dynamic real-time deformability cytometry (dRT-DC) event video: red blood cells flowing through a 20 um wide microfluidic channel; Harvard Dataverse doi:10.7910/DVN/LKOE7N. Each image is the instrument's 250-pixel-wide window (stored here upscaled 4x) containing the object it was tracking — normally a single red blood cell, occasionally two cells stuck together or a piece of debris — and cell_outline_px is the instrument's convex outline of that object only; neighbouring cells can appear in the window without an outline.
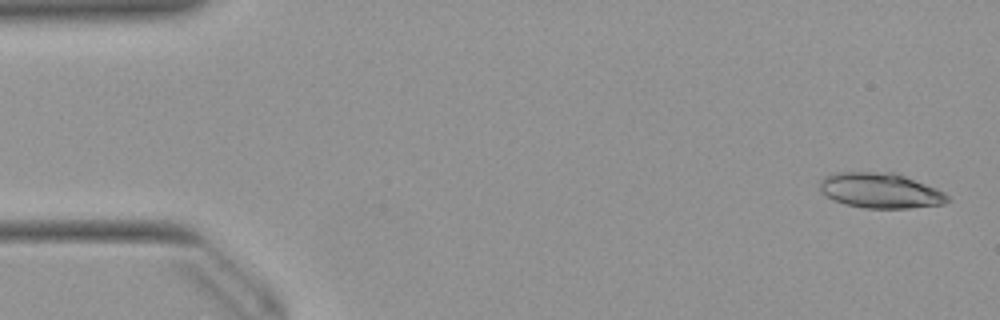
{"species": "Egyptian fruit bat (a non-hibernating species)", "species_latin": "Rousettus aegyptiacus", "temperature_condition": "warm", "stored_images_in_passage": 52, "camera_frame_rate_fps": 3000, "um_per_image_px": 0.085, "animal": {"sex": "female"}, "frame": {"image": 1, "passage_image": 2, "time_ms": 0.333, "image_size_px": [1000, 320], "cell_outline_px": [[952, 200], [944, 204], [908, 208], [864, 208], [832, 200], [820, 188], [820, 180], [824, 176], [836, 172], [896, 172], [936, 188], [944, 192]], "centroid_in_image_um": [74.86, 16.19], "position_along_channel_um": 10.1, "area_um2": 26.24}}
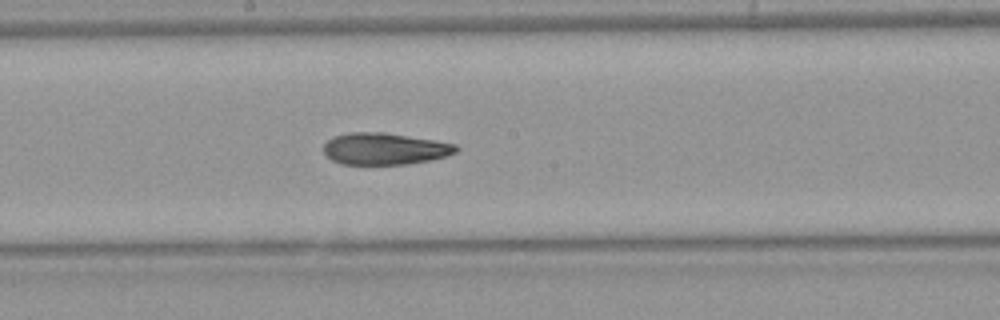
{"frame": {"image": 2, "passage_image": 27, "time_ms": 8.667, "image_size_px": [1000, 320], "cell_outline_px": [[460, 148], [456, 152], [448, 156], [432, 160], [408, 164], [340, 164], [332, 160], [324, 152], [324, 144], [332, 136], [348, 132], [384, 132], [436, 140], [456, 144]], "centroid_in_image_um": [32.73, 12.64], "position_along_channel_um": 215.5, "area_um2": 24.8}}
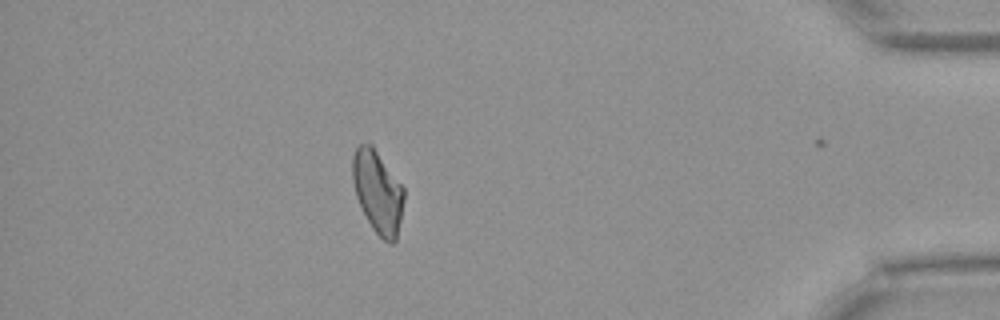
{"frame": {"image": 3, "passage_image": 45, "time_ms": 14.667, "image_size_px": [1000, 320], "cell_outline_px": [[404, 200], [396, 240], [392, 244], [384, 240], [372, 228], [356, 196], [352, 180], [352, 156], [356, 148], [360, 144], [372, 144], [404, 188]], "centroid_in_image_um": [32.1, 16.29], "position_along_channel_um": 403.1, "area_um2": 24.45}, "authors_computed_cell_mechanics": {"area_um2": 25.3164, "velocity_mm_per_s": 3.9563, "shape_relaxation_time_tau1_ms": null, "shape_relaxation_time_tau2_ms": 4.859, "deformation_change_tau1": null, "deformation_change_tau2": 0.1372}}